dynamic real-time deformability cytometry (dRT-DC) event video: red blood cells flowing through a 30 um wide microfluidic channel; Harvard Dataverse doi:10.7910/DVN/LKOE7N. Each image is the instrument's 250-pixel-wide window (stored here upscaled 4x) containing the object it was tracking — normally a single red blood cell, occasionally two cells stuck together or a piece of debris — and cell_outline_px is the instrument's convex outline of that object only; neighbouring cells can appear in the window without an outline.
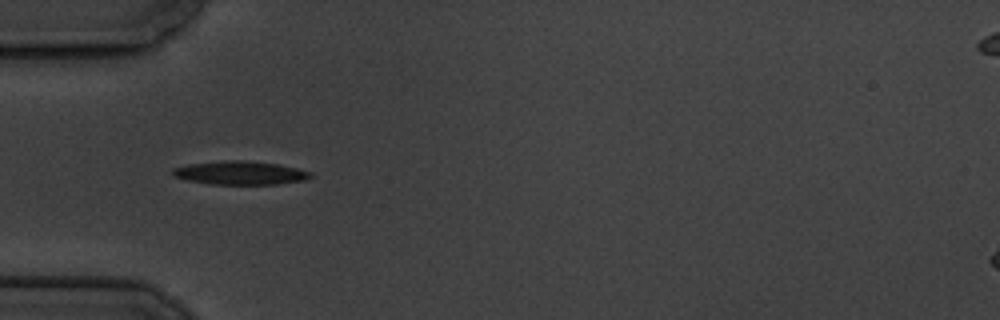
{"species": "common noctule bat (a hibernating species)", "species_latin": "Nyctalus noctula", "temperature_condition": "cold", "stored_images_in_passage": 40, "camera_frame_rate_fps": 3000, "um_per_image_px": 0.085, "animal": {"sex": "male", "body_mass_g": 19.5, "forearm_length_mm": 54.6}, "frame": {"image": 1, "passage_image": 1, "time_ms": 0.0, "image_size_px": [1000, 320], "cell_outline_px": [[312, 176], [304, 180], [276, 184], [212, 184], [188, 180], [172, 176], [172, 168], [188, 164], [224, 160], [240, 160], [276, 164], [296, 168], [312, 172]], "centroid_in_image_um": [20.38, 14.69], "position_along_channel_um": 64.6, "area_um2": 18.73}}
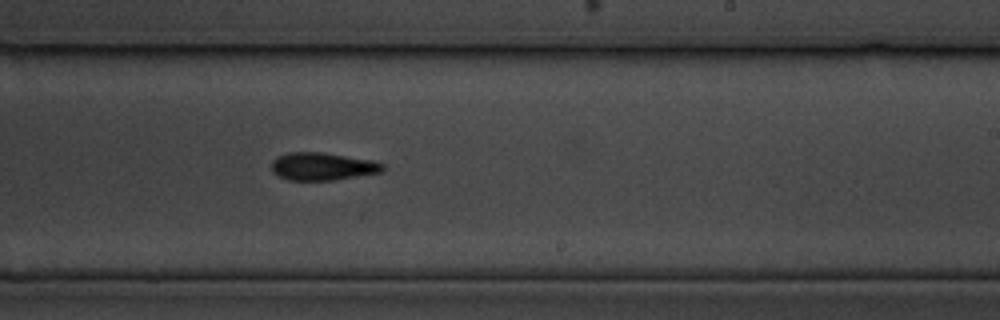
{"frame": {"image": 2, "passage_image": 18, "time_ms": 5.667, "image_size_px": [1000, 320], "cell_outline_px": [[384, 172], [336, 180], [288, 180], [272, 172], [272, 160], [276, 156], [288, 152], [320, 152], [372, 160], [384, 164]], "centroid_in_image_um": [27.42, 14.15], "position_along_channel_um": 261.6, "area_um2": 18.09}}
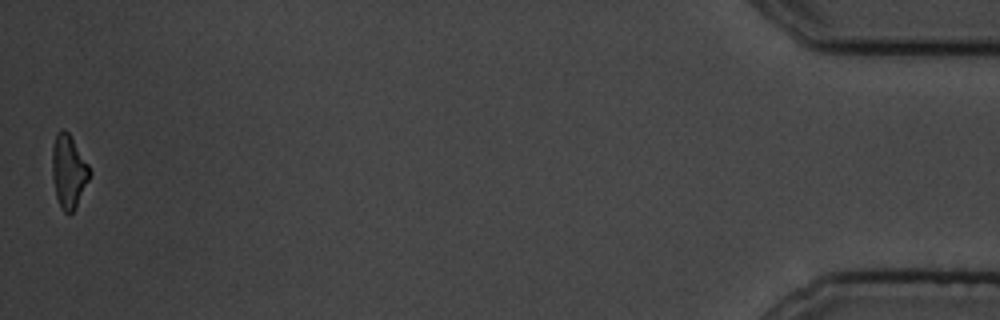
{"frame": {"image": 3, "passage_image": 40, "time_ms": 13.0, "image_size_px": [1000, 320], "cell_outline_px": [[92, 172], [76, 208], [72, 212], [64, 212], [56, 196], [52, 176], [52, 144], [56, 132], [60, 128], [64, 128], [68, 132], [88, 164]], "centroid_in_image_um": [5.82, 14.52], "position_along_channel_um": 429.4, "area_um2": 16.01}, "authors_computed_cell_mechanics": {"area_um2": 17.8024, "velocity_mm_per_s": 3.5083, "shape_relaxation_time_tau1_ms": 3.4919, "shape_relaxation_time_tau2_ms": null, "deformation_change_tau1": 0.1275, "deformation_change_tau2": null}}